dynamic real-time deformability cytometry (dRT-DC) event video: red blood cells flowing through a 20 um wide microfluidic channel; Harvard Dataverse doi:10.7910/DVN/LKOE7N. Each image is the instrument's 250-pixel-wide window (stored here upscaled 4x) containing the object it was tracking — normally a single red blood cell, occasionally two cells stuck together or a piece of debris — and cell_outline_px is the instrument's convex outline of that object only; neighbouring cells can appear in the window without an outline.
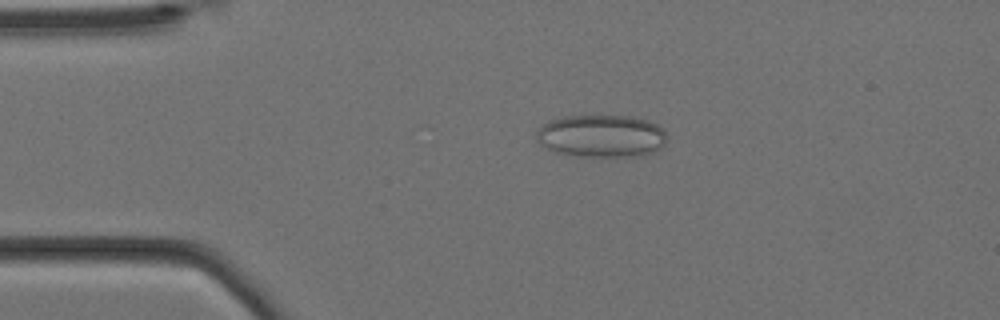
{"species": "Egyptian fruit bat (a non-hibernating species)", "species_latin": "Rousettus aegyptiacus", "temperature_condition": "cold", "stored_images_in_passage": 8, "camera_frame_rate_fps": 3000, "um_per_image_px": 0.085, "animal": {"sex": "female"}, "frame": {"image": 1, "passage_image": 4, "time_ms": 1.0, "image_size_px": [1000, 320], "cell_outline_px": [[664, 144], [660, 148], [644, 156], [580, 156], [556, 152], [540, 144], [536, 140], [536, 132], [544, 124], [552, 120], [564, 116], [632, 116], [648, 120], [664, 128]], "centroid_in_image_um": [51.13, 11.56], "position_along_channel_um": 33.9, "area_um2": 32.19}}